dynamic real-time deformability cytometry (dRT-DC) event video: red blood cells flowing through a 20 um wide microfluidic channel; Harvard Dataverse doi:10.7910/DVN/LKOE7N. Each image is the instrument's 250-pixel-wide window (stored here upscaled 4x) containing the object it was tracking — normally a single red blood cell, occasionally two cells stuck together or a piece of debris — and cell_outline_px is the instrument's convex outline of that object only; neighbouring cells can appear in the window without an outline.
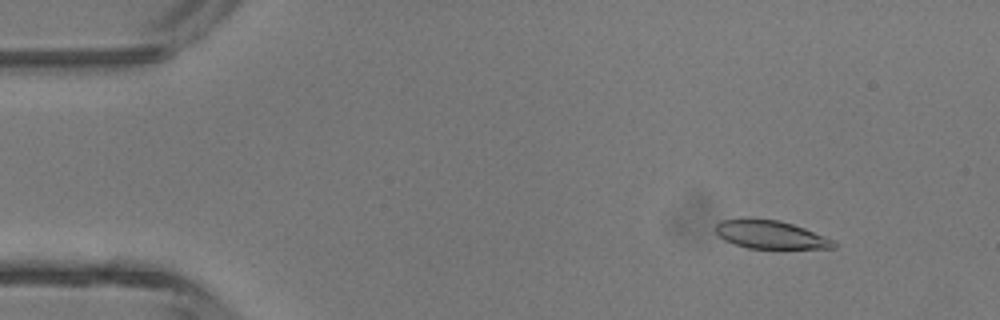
{"species": "common noctule bat (a hibernating species)", "species_latin": "Nyctalus noctula", "temperature_condition": "room temperature", "stored_images_in_passage": 5, "camera_frame_rate_fps": 3000, "um_per_image_px": 0.085, "animal": {"sex": "male", "body_mass_g": 13.3}, "frame": {"image": 1, "passage_image": 2, "time_ms": 0.333, "image_size_px": [1000, 320], "cell_outline_px": [[836, 248], [748, 248], [724, 240], [716, 232], [716, 224], [720, 220], [744, 216], [752, 216], [780, 220], [804, 228], [836, 240]], "centroid_in_image_um": [65.46, 19.9], "position_along_channel_um": 19.5, "area_um2": 19.88}}